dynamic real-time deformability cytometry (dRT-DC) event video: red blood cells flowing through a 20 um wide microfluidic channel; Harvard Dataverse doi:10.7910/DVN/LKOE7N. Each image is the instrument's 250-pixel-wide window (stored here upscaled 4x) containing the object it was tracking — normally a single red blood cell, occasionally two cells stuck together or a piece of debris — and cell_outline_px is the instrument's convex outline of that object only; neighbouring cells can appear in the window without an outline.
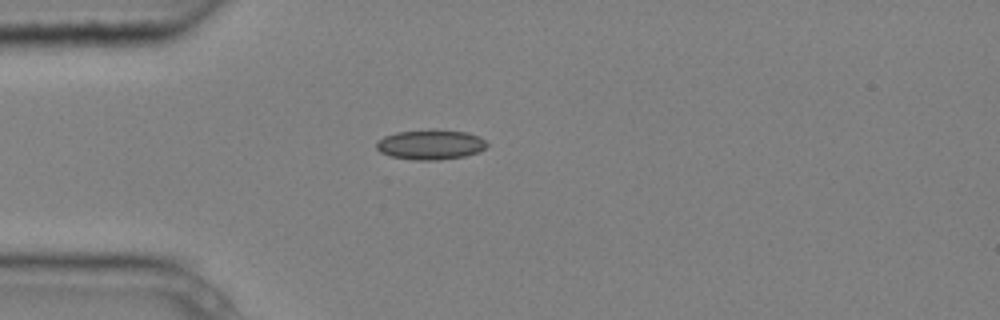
{"species": "common noctule bat (a hibernating species)", "species_latin": "Nyctalus noctula", "temperature_condition": "cold", "stored_images_in_passage": 1, "camera_frame_rate_fps": 3000, "um_per_image_px": 0.085, "animal": {"sex": "male", "body_mass_g": 20.4}, "frame": {"image": 1, "passage_image": 1, "time_ms": 0.0, "image_size_px": [1000, 320], "cell_outline_px": [[488, 144], [480, 152], [464, 156], [436, 160], [416, 160], [392, 156], [380, 152], [376, 148], [376, 144], [384, 136], [396, 132], [428, 128], [436, 128], [468, 132], [480, 136]], "centroid_in_image_um": [36.62, 12.26], "position_along_channel_um": 48.4, "area_um2": 19.59}}